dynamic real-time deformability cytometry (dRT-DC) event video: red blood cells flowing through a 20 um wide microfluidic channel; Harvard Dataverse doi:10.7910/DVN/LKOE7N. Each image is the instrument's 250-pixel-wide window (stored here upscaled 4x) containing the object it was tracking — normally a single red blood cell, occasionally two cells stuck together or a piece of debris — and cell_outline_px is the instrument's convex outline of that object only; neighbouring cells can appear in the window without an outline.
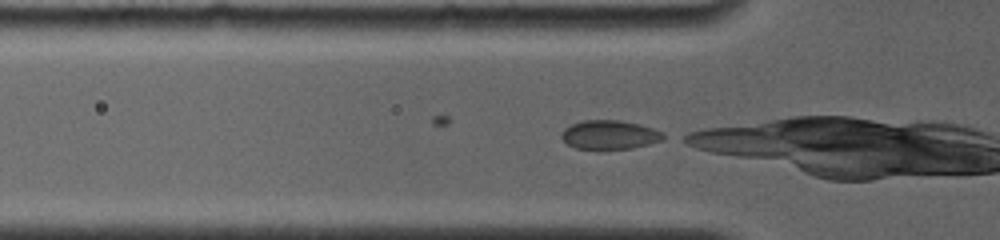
{"species": "common noctule bat (a hibernating species)", "species_latin": "Nyctalus noctula", "temperature_condition": "room temperature", "stored_images_in_passage": 15, "camera_frame_rate_fps": 4000, "um_per_image_px": 0.085, "animal": {"sex": "female", "body_mass_g": 19.0, "forearm_length_mm": 56.7}, "frame": {"image": 1, "passage_image": 8, "time_ms": 5.75, "image_size_px": [1000, 240], "cell_outline_px": [[672, 136], [664, 140], [632, 148], [576, 148], [568, 144], [560, 136], [564, 128], [580, 120], [620, 120], [640, 124], [664, 132]], "centroid_in_image_um": [51.89, 11.43], "position_along_channel_um": 73.9, "area_um2": 17.28}}